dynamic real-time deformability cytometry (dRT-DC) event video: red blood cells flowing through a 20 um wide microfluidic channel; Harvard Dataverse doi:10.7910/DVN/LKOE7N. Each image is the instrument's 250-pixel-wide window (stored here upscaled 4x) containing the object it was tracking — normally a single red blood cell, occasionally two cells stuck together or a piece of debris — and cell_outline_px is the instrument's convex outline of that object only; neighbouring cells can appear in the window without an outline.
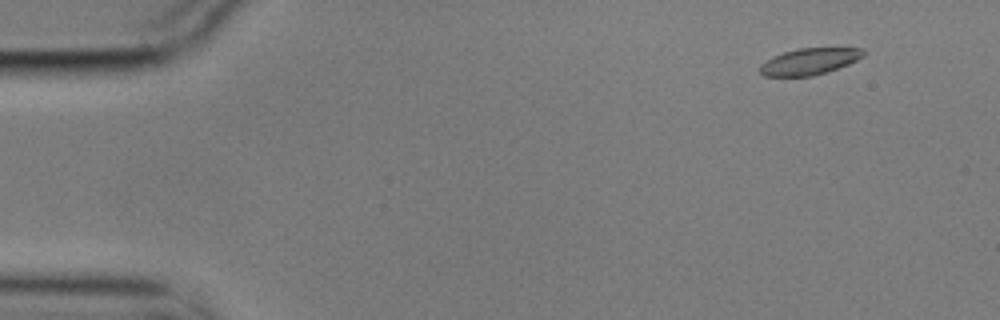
{"species": "common noctule bat (a hibernating species)", "species_latin": "Nyctalus noctula", "temperature_condition": "cold", "stored_images_in_passage": 57, "camera_frame_rate_fps": 3000, "um_per_image_px": 0.085, "animal": {"sex": "male", "body_mass_g": 17.9}, "frame": {"image": 1, "passage_image": 5, "time_ms": 1.333, "image_size_px": [1000, 320], "cell_outline_px": [[864, 56], [848, 64], [812, 76], [764, 76], [760, 72], [760, 64], [784, 52], [796, 48], [864, 48]], "centroid_in_image_um": [68.81, 5.21], "position_along_channel_um": 16.2, "area_um2": 15.66}}
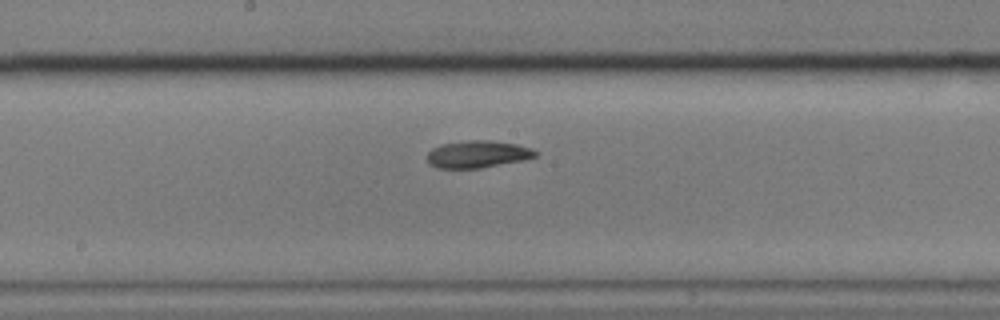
{"frame": {"image": 2, "passage_image": 30, "time_ms": 9.667, "image_size_px": [1000, 320], "cell_outline_px": [[540, 152], [536, 156], [524, 160], [480, 168], [436, 168], [428, 164], [428, 152], [432, 148], [440, 144], [472, 140], [492, 140], [516, 144], [532, 148]], "centroid_in_image_um": [40.61, 13.1], "position_along_channel_um": 207.6, "area_um2": 17.28}}
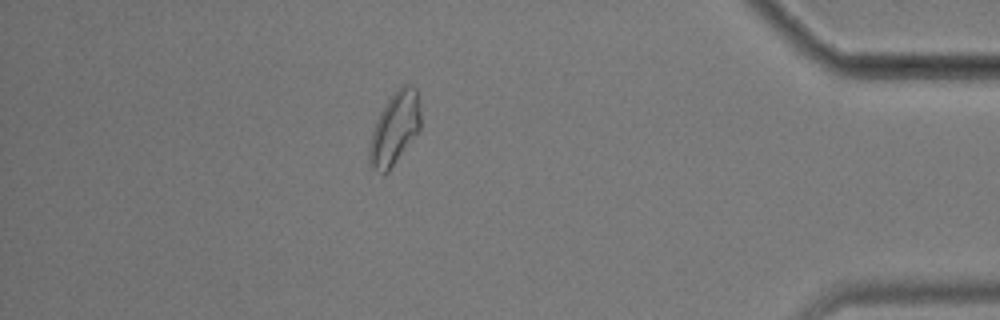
{"frame": {"image": 3, "passage_image": 50, "time_ms": 16.333, "image_size_px": [1000, 320], "cell_outline_px": [[420, 132], [388, 172], [384, 176], [372, 168], [368, 164], [368, 144], [376, 120], [380, 112], [396, 88], [404, 84], [408, 84], [416, 88], [420, 108]], "centroid_in_image_um": [33.54, 10.96], "position_along_channel_um": 401.7, "area_um2": 22.14}, "authors_computed_cell_mechanics": {"area_um2": 17.2822, "velocity_mm_per_s": 3.5098, "shape_relaxation_time_tau1_ms": 5.454, "shape_relaxation_time_tau2_ms": 3.5212, "deformation_change_tau1": 0.1399, "deformation_change_tau2": 0.0855}}